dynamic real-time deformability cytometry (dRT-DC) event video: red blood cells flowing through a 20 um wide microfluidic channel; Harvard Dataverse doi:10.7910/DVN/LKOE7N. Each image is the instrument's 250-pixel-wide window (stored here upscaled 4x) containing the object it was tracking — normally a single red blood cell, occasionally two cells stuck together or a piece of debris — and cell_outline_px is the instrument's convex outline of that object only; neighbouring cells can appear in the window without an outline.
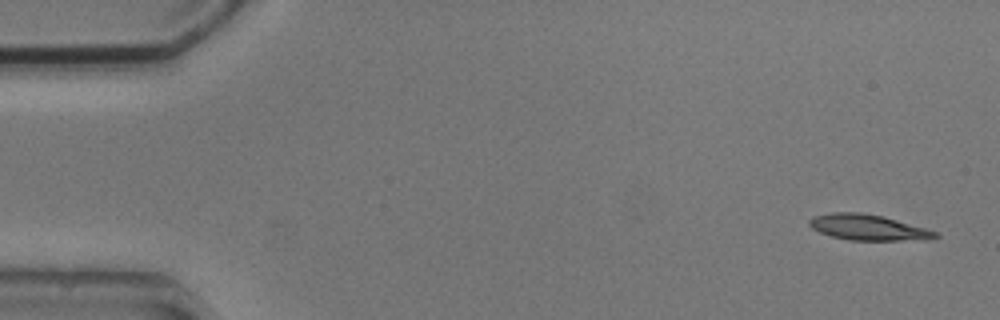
{"species": "common noctule bat (a hibernating species)", "species_latin": "Nyctalus noctula", "temperature_condition": "cold", "stored_images_in_passage": 6, "camera_frame_rate_fps": 3000, "um_per_image_px": 0.085, "animal": {"sex": "male", "body_mass_g": 20.5, "forearm_length_mm": 52.5}, "frame": {"image": 1, "passage_image": 1, "time_ms": 0.0, "image_size_px": [1000, 320], "cell_outline_px": [[940, 236], [928, 240], [848, 240], [832, 236], [820, 232], [812, 228], [808, 224], [808, 220], [812, 216], [832, 212], [860, 212], [884, 216], [924, 228], [936, 232]], "centroid_in_image_um": [73.76, 19.32], "position_along_channel_um": 11.2, "area_um2": 18.9}}
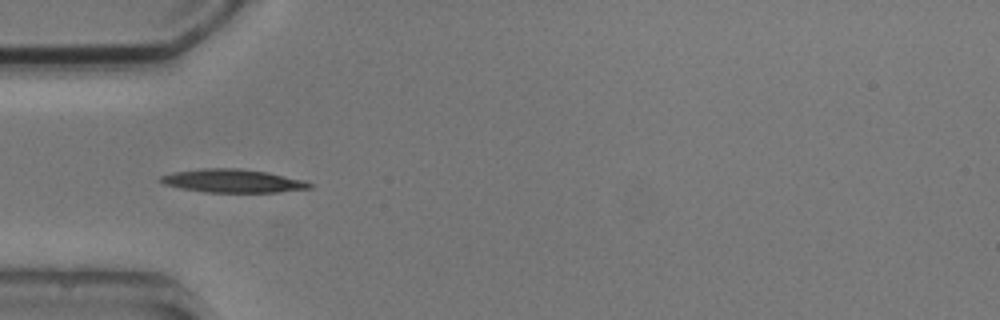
{"frame": {"image": 2, "passage_image": 5, "time_ms": 4.667, "image_size_px": [1000, 320], "cell_outline_px": [[312, 188], [280, 192], [204, 192], [180, 188], [164, 184], [160, 180], [160, 176], [172, 172], [204, 168], [240, 168], [268, 172], [304, 180], [312, 184]], "centroid_in_image_um": [19.79, 15.37], "position_along_channel_um": 65.2, "area_um2": 20.29}}